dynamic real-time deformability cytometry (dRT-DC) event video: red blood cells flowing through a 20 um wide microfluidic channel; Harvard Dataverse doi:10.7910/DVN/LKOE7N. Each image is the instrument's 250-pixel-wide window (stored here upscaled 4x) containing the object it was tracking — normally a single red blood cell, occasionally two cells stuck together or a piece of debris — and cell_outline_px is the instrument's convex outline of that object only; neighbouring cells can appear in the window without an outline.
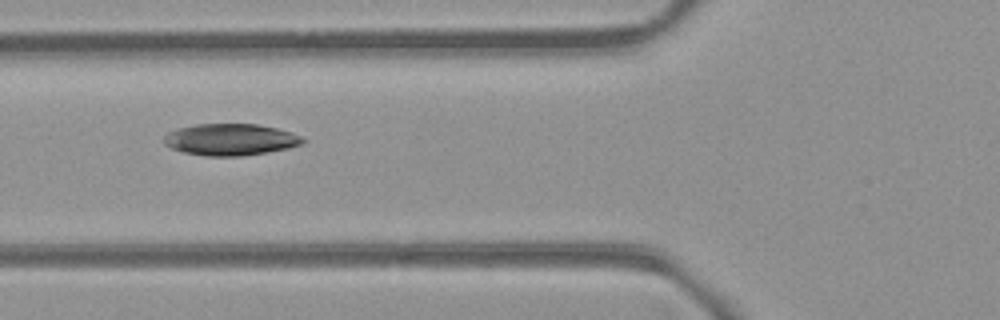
{"species": "common noctule bat (a hibernating species)", "species_latin": "Nyctalus noctula", "temperature_condition": "room temperature", "stored_images_in_passage": 5, "camera_frame_rate_fps": 3000, "um_per_image_px": 0.085, "animal": {"sex": "female", "body_mass_g": 21.9}, "frame": {"image": 1, "passage_image": 3, "time_ms": 3.0, "image_size_px": [1000, 320], "cell_outline_px": [[304, 144], [288, 148], [268, 152], [240, 156], [208, 156], [184, 152], [172, 148], [164, 144], [164, 136], [168, 132], [180, 128], [196, 124], [256, 124], [276, 128], [292, 132], [300, 136], [304, 140]], "centroid_in_image_um": [19.6, 11.86], "position_along_channel_um": 106.2, "area_um2": 25.49}}
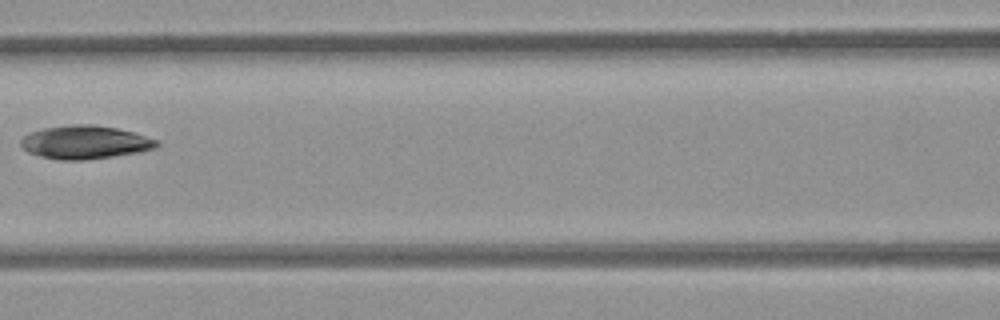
{"frame": {"image": 2, "passage_image": 4, "time_ms": 4.333, "image_size_px": [1000, 320], "cell_outline_px": [[160, 144], [152, 148], [140, 152], [84, 160], [60, 160], [40, 156], [28, 152], [20, 144], [20, 140], [24, 136], [32, 132], [44, 128], [68, 124], [92, 124], [116, 128], [132, 132], [160, 140]], "centroid_in_image_um": [7.23, 12.08], "position_along_channel_um": 159.4, "area_um2": 26.3}}
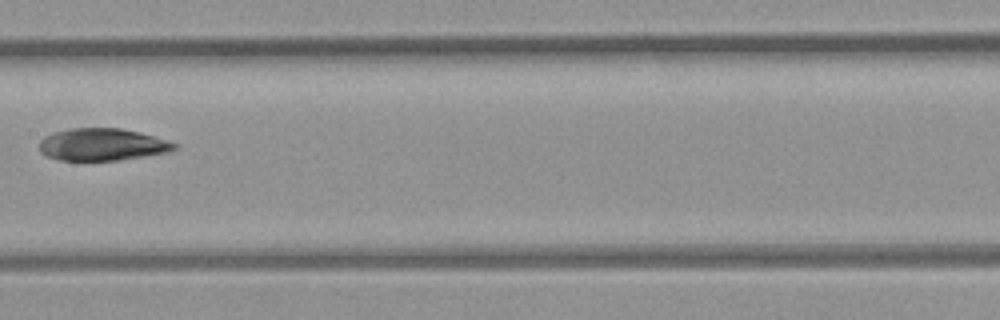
{"frame": {"image": 3, "passage_image": 5, "time_ms": 5.333, "image_size_px": [1000, 320], "cell_outline_px": [[176, 148], [168, 152], [144, 156], [116, 160], [60, 160], [44, 156], [40, 152], [40, 140], [44, 136], [68, 128], [120, 128], [140, 132], [176, 144]], "centroid_in_image_um": [8.63, 12.28], "position_along_channel_um": 198.8, "area_um2": 25.14}}